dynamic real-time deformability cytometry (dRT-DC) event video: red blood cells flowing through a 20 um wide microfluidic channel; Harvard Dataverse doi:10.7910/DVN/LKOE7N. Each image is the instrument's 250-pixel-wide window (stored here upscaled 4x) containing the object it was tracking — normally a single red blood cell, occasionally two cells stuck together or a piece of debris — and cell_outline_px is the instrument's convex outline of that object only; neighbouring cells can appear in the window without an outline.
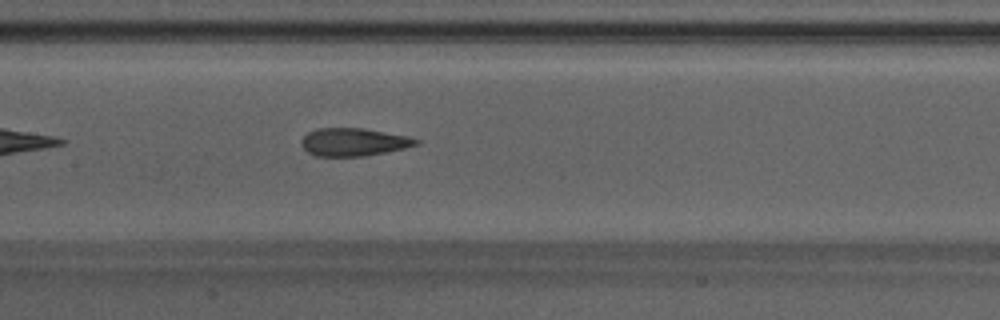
{"species": "Egyptian fruit bat (a non-hibernating species)", "species_latin": "Rousettus aegyptiacus", "temperature_condition": "warm", "stored_images_in_passage": 36, "camera_frame_rate_fps": 3000, "um_per_image_px": 0.085, "animal": {"sex": "male"}, "frame": {"image": 1, "passage_image": 11, "time_ms": 3.333, "image_size_px": [1000, 320], "cell_outline_px": [[420, 144], [404, 148], [364, 156], [316, 156], [308, 152], [300, 144], [300, 140], [308, 132], [316, 128], [364, 128], [408, 136], [420, 140]], "centroid_in_image_um": [30.04, 12.06], "position_along_channel_um": 177.4, "area_um2": 18.67}, "authors_computed_cell_mechanics": {"area_um2": 18.8717, "velocity_mm_per_s": 4.2723, "shape_relaxation_time_tau1_ms": 10.5458, "shape_relaxation_time_tau2_ms": 1.621, "deformation_change_tau1": 0.3067, "deformation_change_tau2": 0.1205}}